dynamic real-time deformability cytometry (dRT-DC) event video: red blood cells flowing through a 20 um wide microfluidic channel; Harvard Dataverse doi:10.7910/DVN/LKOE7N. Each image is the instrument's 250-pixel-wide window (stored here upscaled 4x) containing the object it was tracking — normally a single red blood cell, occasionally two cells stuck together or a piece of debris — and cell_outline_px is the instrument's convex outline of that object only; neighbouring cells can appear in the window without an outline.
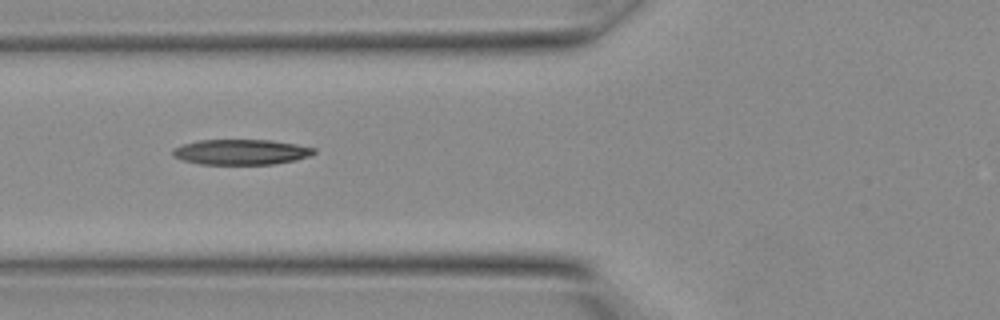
{"species": "Egyptian fruit bat (a non-hibernating species)", "species_latin": "Rousettus aegyptiacus", "temperature_condition": "warm", "stored_images_in_passage": 6, "camera_frame_rate_fps": 3000, "um_per_image_px": 0.085, "animal": {"sex": "female"}, "frame": {"image": 1, "passage_image": 2, "time_ms": 0.333, "image_size_px": [1000, 320], "cell_outline_px": [[316, 152], [312, 156], [296, 160], [272, 164], [200, 164], [184, 160], [172, 156], [172, 148], [184, 144], [200, 140], [268, 140], [316, 148]], "centroid_in_image_um": [20.49, 12.92], "position_along_channel_um": 105.3, "area_um2": 20.75}}
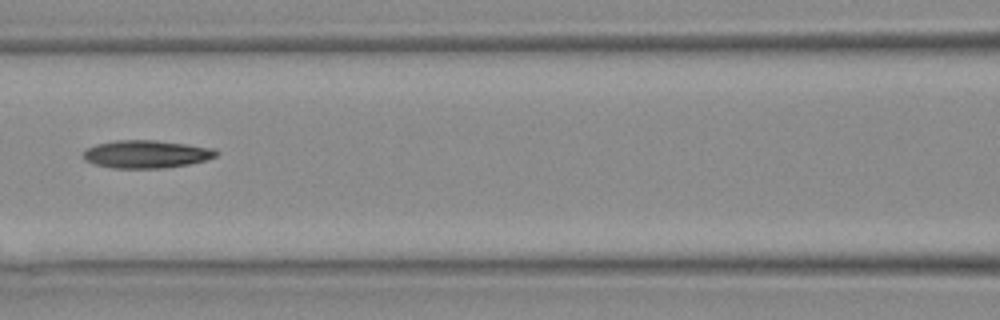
{"frame": {"image": 2, "passage_image": 4, "time_ms": 1.0, "image_size_px": [1000, 320], "cell_outline_px": [[220, 152], [216, 156], [204, 160], [188, 164], [164, 168], [112, 168], [96, 164], [84, 160], [84, 152], [88, 148], [96, 144], [116, 140], [156, 140], [216, 148]], "centroid_in_image_um": [12.47, 13.09], "position_along_channel_um": 154.1, "area_um2": 21.5}}